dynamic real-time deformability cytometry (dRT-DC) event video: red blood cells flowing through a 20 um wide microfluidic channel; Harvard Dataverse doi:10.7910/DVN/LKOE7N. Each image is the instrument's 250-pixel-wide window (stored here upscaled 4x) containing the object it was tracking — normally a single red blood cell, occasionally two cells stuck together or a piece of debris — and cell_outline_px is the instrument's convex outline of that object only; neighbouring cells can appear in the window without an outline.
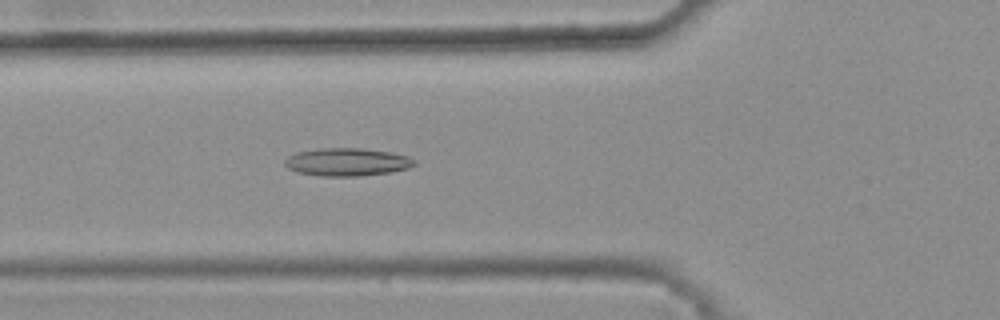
{"species": "common noctule bat (a hibernating species)", "species_latin": "Nyctalus noctula", "temperature_condition": "warm", "stored_images_in_passage": 32, "camera_frame_rate_fps": 3000, "um_per_image_px": 0.085, "animal": {"sex": "female", "body_mass_g": 25.1}, "frame": {"image": 1, "passage_image": 10, "time_ms": 3.0, "image_size_px": [1000, 320], "cell_outline_px": [[416, 164], [408, 168], [392, 172], [360, 176], [324, 176], [296, 172], [288, 168], [284, 164], [284, 160], [288, 156], [296, 152], [320, 148], [360, 148], [392, 152], [408, 156]], "centroid_in_image_um": [29.48, 13.77], "position_along_channel_um": 96.3, "area_um2": 21.1}}
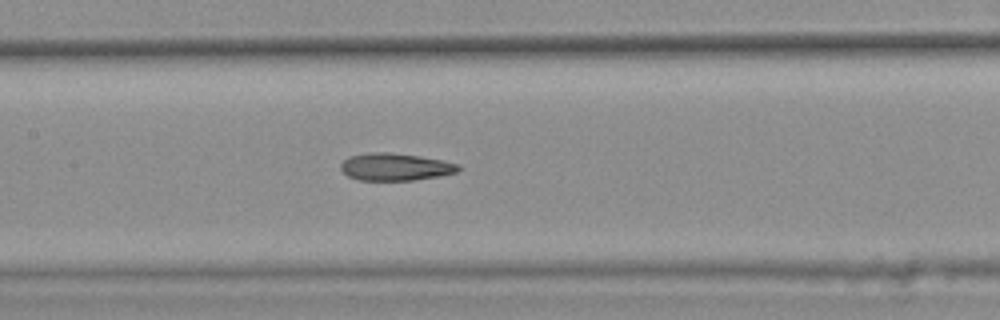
{"frame": {"image": 2, "passage_image": 16, "time_ms": 5.0, "image_size_px": [1000, 320], "cell_outline_px": [[460, 168], [456, 172], [440, 176], [412, 180], [360, 180], [348, 176], [340, 168], [340, 164], [348, 156], [368, 152], [388, 152], [420, 156], [444, 160], [460, 164]], "centroid_in_image_um": [33.6, 14.17], "position_along_channel_um": 173.8, "area_um2": 18.84}}
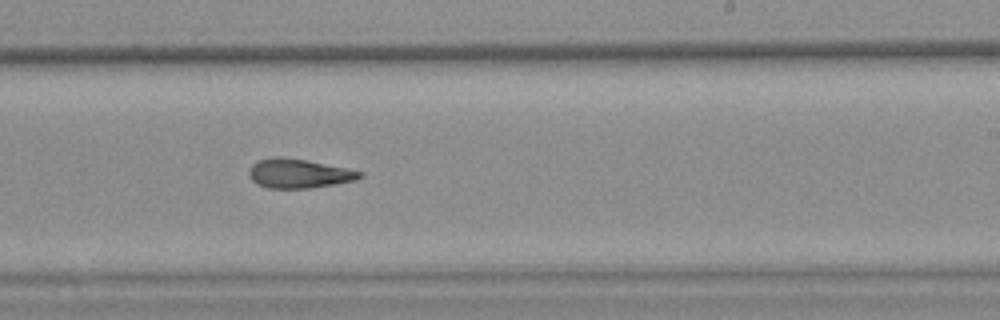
{"frame": {"image": 3, "passage_image": 23, "time_ms": 7.333, "image_size_px": [1000, 320], "cell_outline_px": [[364, 176], [356, 180], [308, 188], [268, 188], [252, 180], [248, 172], [252, 164], [260, 160], [272, 156], [280, 156], [308, 160], [348, 168], [364, 172]], "centroid_in_image_um": [25.43, 14.73], "position_along_channel_um": 263.6, "area_um2": 18.84}, "authors_computed_cell_mechanics": {"area_um2": 18.9584, "velocity_mm_per_s": 3.8604, "shape_relaxation_time_tau1_ms": null, "shape_relaxation_time_tau2_ms": 4.2685, "deformation_change_tau1": null, "deformation_change_tau2": 0.1537}}